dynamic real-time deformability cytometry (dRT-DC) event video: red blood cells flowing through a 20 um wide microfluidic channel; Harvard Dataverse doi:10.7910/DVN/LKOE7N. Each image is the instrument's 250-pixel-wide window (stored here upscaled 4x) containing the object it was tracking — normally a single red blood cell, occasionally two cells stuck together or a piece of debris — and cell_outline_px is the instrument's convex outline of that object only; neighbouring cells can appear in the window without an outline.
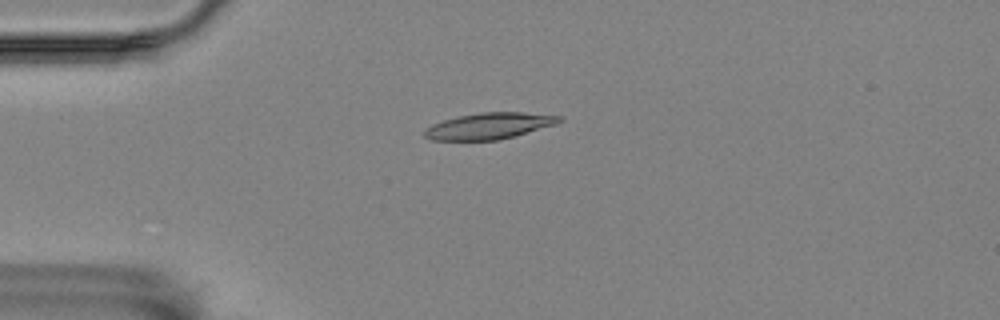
{"species": "Egyptian fruit bat (a non-hibernating species)", "species_latin": "Rousettus aegyptiacus", "temperature_condition": "room temperature", "stored_images_in_passage": 11, "camera_frame_rate_fps": 3000, "um_per_image_px": 0.085, "animal": {"sex": "female"}, "frame": {"image": 1, "passage_image": 7, "time_ms": 2.0, "image_size_px": [1000, 320], "cell_outline_px": [[564, 120], [556, 124], [500, 140], [428, 140], [424, 136], [424, 128], [432, 124], [444, 120], [460, 116], [480, 112], [524, 112], [564, 116]], "centroid_in_image_um": [41.59, 10.7], "position_along_channel_um": 43.4, "area_um2": 20.75}}